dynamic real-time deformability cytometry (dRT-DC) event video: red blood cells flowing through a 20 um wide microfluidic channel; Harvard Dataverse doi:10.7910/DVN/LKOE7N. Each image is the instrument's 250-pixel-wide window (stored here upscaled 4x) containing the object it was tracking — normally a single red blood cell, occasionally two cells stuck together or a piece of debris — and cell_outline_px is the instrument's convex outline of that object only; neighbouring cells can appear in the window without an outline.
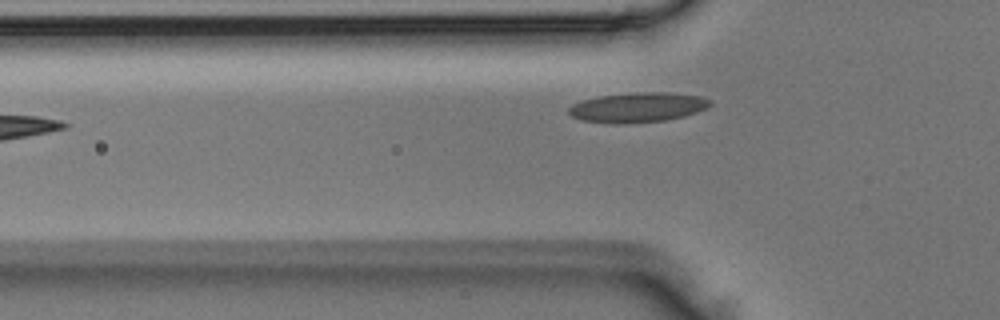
{"species": "Egyptian fruit bat (a non-hibernating species)", "species_latin": "Rousettus aegyptiacus", "temperature_condition": "room temperature", "stored_images_in_passage": 2, "camera_frame_rate_fps": 3000, "um_per_image_px": 0.085, "animal": {"sex": "male"}, "frame": {"image": 1, "passage_image": 2, "time_ms": 0.333, "image_size_px": [1000, 320], "cell_outline_px": [[712, 104], [696, 112], [684, 116], [664, 120], [624, 124], [616, 124], [580, 120], [572, 116], [568, 112], [568, 108], [572, 104], [580, 100], [596, 96], [640, 92], [668, 92], [700, 96], [712, 100]], "centroid_in_image_um": [54.16, 9.12], "position_along_channel_um": 71.6, "area_um2": 24.68}}